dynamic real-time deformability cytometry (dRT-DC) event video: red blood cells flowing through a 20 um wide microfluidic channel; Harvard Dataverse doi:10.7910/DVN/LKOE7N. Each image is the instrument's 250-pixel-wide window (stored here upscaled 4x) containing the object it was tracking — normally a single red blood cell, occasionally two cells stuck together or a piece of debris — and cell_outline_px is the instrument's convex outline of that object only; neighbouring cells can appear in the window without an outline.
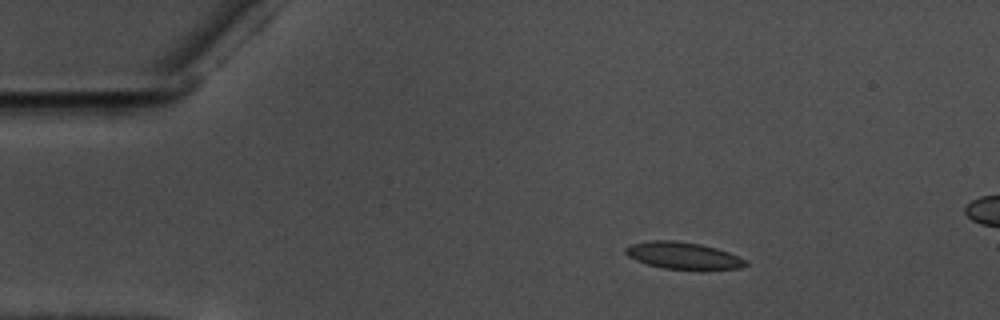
{"species": "common noctule bat (a hibernating species)", "species_latin": "Nyctalus noctula", "temperature_condition": "warm", "stored_images_in_passage": 53, "camera_frame_rate_fps": 3000, "um_per_image_px": 0.085, "animal": {"sex": "male", "body_mass_g": 17.5, "forearm_length_mm": 52.3}, "frame": {"image": 1, "passage_image": 5, "time_ms": 1.333, "image_size_px": [1000, 320], "cell_outline_px": [[748, 264], [740, 268], [664, 268], [648, 264], [636, 260], [628, 256], [624, 252], [624, 248], [632, 244], [648, 240], [676, 240], [700, 244], [716, 248], [728, 252], [748, 260]], "centroid_in_image_um": [58.03, 21.69], "position_along_channel_um": 27.0, "area_um2": 18.44}}
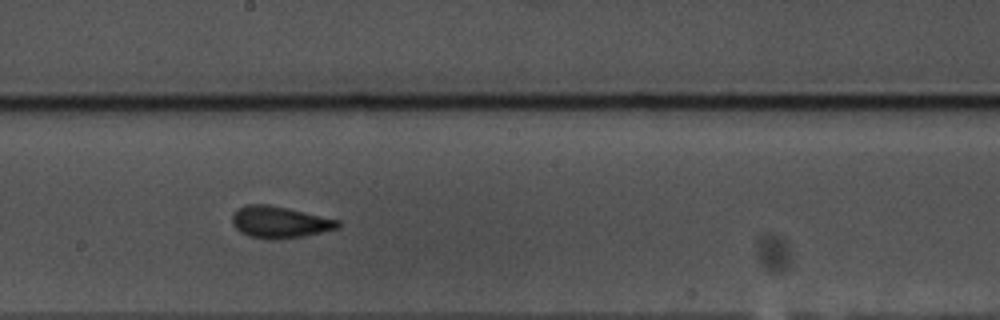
{"frame": {"image": 2, "passage_image": 27, "time_ms": 8.667, "image_size_px": [1000, 320], "cell_outline_px": [[340, 224], [336, 228], [304, 236], [276, 240], [272, 240], [248, 236], [240, 232], [232, 224], [232, 216], [240, 208], [248, 204], [268, 204], [288, 208], [340, 220]], "centroid_in_image_um": [23.75, 18.89], "position_along_channel_um": 224.4, "area_um2": 19.42}}
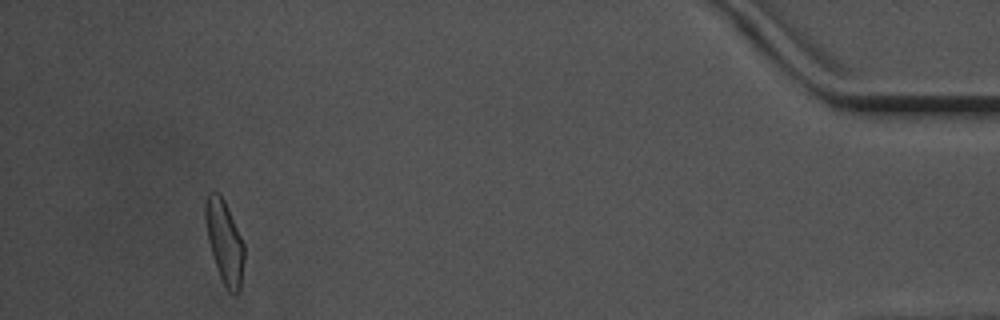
{"frame": {"image": 3, "passage_image": 49, "time_ms": 16.0, "image_size_px": [1000, 320], "cell_outline_px": [[244, 260], [240, 288], [236, 292], [232, 292], [224, 284], [216, 268], [212, 256], [208, 240], [204, 216], [204, 204], [208, 192], [220, 192], [228, 208], [244, 244]], "centroid_in_image_um": [19.06, 20.49], "position_along_channel_um": 416.1, "area_um2": 18.61}, "authors_computed_cell_mechanics": {"area_um2": 18.6694, "velocity_mm_per_s": 3.5675, "shape_relaxation_time_tau1_ms": 7.1443, "shape_relaxation_time_tau2_ms": 1.8695, "deformation_change_tau1": 0.1555, "deformation_change_tau2": 0.0703}}